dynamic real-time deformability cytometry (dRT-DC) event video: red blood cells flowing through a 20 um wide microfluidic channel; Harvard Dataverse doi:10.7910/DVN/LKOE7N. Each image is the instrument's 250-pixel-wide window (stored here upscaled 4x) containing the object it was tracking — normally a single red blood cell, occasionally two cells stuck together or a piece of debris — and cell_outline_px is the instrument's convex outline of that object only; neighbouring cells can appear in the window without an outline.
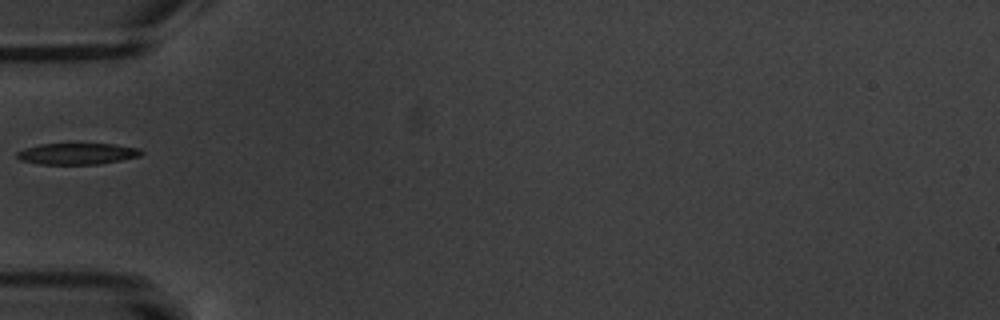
{"species": "common noctule bat (a hibernating species)", "species_latin": "Nyctalus noctula", "temperature_condition": "warm", "stored_images_in_passage": 12, "camera_frame_rate_fps": 3000, "um_per_image_px": 0.085, "animal": {"sex": "male", "body_mass_g": 20.1, "forearm_length_mm": 53.5}, "frame": {"image": 1, "passage_image": 1, "time_ms": 0.0, "image_size_px": [1000, 320], "cell_outline_px": [[144, 152], [140, 156], [100, 164], [40, 164], [20, 160], [16, 156], [16, 152], [24, 148], [40, 144], [116, 144], [140, 148]], "centroid_in_image_um": [6.57, 13.06], "position_along_channel_um": 78.4, "area_um2": 15.49}}
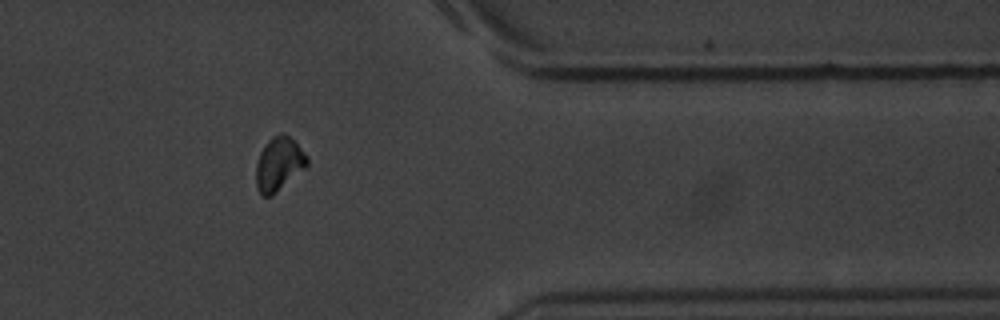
{"frame": {"image": 2, "passage_image": 9, "time_ms": 9.333, "image_size_px": [1000, 320], "cell_outline_px": [[308, 164], [304, 168], [272, 196], [260, 196], [256, 188], [256, 164], [260, 152], [268, 140], [272, 136], [280, 132], [288, 136], [308, 156]], "centroid_in_image_um": [23.67, 13.95], "position_along_channel_um": 387.7, "area_um2": 15.84}}
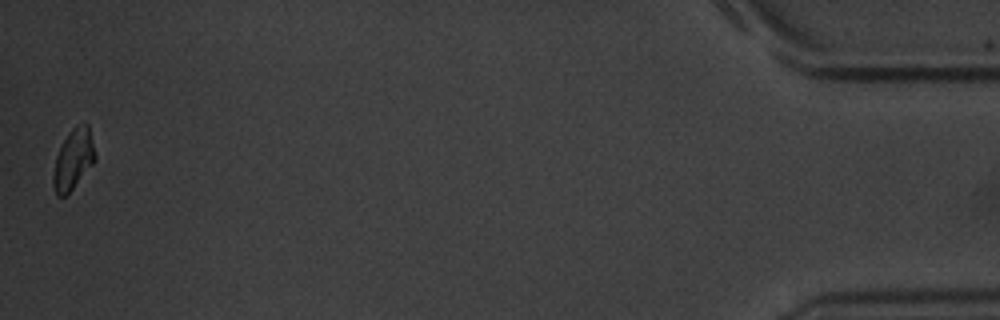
{"frame": {"image": 3, "passage_image": 12, "time_ms": 12.667, "image_size_px": [1000, 320], "cell_outline_px": [[96, 160], [72, 188], [64, 196], [56, 196], [52, 184], [52, 176], [56, 156], [68, 132], [72, 128], [84, 120], [88, 124], [96, 156]], "centroid_in_image_um": [6.22, 13.51], "position_along_channel_um": 429.0, "area_um2": 14.68}}